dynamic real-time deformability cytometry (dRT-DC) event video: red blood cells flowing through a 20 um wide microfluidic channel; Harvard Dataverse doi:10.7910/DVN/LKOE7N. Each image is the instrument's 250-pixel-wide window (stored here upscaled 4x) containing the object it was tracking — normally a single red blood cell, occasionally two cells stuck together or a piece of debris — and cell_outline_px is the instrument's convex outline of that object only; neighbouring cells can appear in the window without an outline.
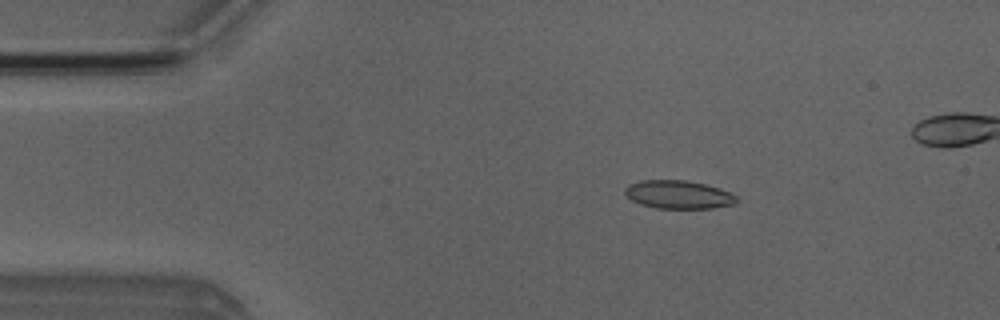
{"species": "Egyptian fruit bat (a non-hibernating species)", "species_latin": "Rousettus aegyptiacus", "temperature_condition": "room temperature", "stored_images_in_passage": 4, "camera_frame_rate_fps": 3000, "um_per_image_px": 0.085, "animal": {"sex": "male"}, "frame": {"image": 1, "passage_image": 2, "time_ms": 1.333, "image_size_px": [1000, 320], "cell_outline_px": [[740, 200], [732, 204], [712, 208], [656, 208], [640, 204], [632, 200], [624, 192], [624, 188], [628, 184], [640, 180], [684, 180], [704, 184], [720, 188], [736, 196]], "centroid_in_image_um": [57.64, 16.53], "position_along_channel_um": 27.4, "area_um2": 18.32}}